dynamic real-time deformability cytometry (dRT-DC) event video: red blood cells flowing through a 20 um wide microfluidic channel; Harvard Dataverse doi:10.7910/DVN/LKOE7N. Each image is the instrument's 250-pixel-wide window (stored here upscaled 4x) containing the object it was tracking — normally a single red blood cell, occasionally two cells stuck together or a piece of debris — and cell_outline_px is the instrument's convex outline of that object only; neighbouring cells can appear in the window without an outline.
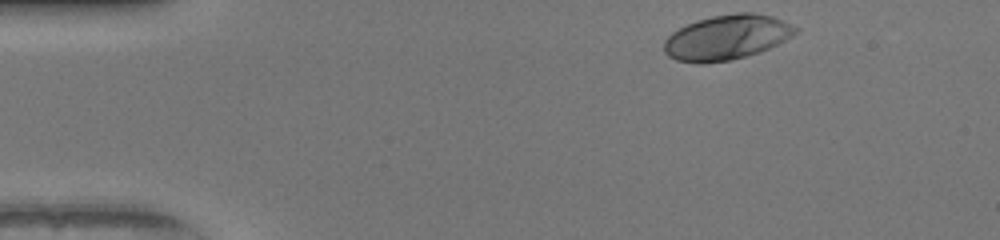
{"species": "human", "species_latin": "Homo sapiens", "temperature_condition": "warm", "stored_images_in_passage": 36, "camera_frame_rate_fps": 3000, "um_per_image_px": 0.085, "donor": {"sex": "female"}, "frame": {"image": 1, "passage_image": 1, "time_ms": 0.0, "image_size_px": [1000, 240], "cell_outline_px": [[800, 32], [768, 48], [744, 56], [728, 60], [704, 64], [700, 64], [676, 60], [668, 56], [664, 52], [664, 40], [672, 32], [696, 20], [712, 16], [736, 12], [752, 12], [772, 16], [800, 28]], "centroid_in_image_um": [61.76, 3.17], "position_along_channel_um": 23.2, "area_um2": 34.28}}
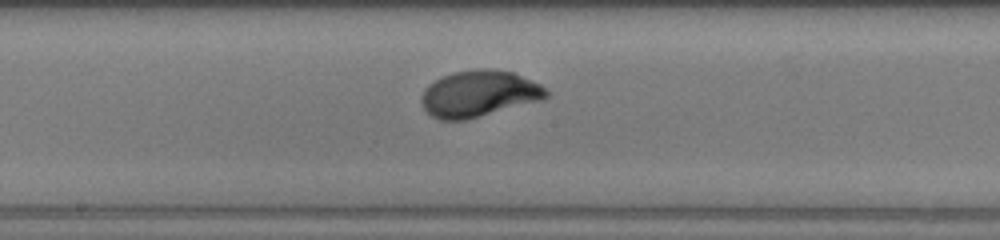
{"frame": {"image": 2, "passage_image": 21, "time_ms": 6.667, "image_size_px": [1000, 240], "cell_outline_px": [[548, 96], [544, 100], [464, 120], [440, 120], [432, 116], [420, 104], [420, 96], [424, 88], [428, 84], [444, 76], [456, 72], [480, 68], [488, 68], [512, 72], [532, 80], [540, 84], [548, 92]], "centroid_in_image_um": [40.7, 7.97], "position_along_channel_um": 207.5, "area_um2": 33.76}}
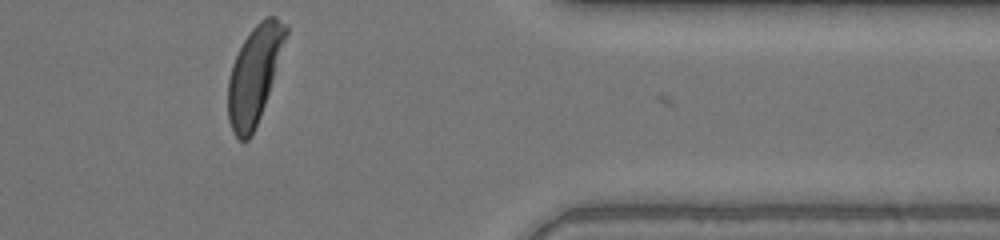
{"frame": {"image": 3, "passage_image": 36, "time_ms": 11.667, "image_size_px": [1000, 240], "cell_outline_px": [[288, 32], [260, 116], [252, 136], [248, 140], [240, 140], [232, 132], [228, 120], [228, 80], [232, 64], [244, 40], [252, 28], [264, 16], [276, 16], [288, 24]], "centroid_in_image_um": [21.61, 6.33], "position_along_channel_um": 389.8, "area_um2": 32.25}, "authors_computed_cell_mechanics": {"area_um2": 33.0327, "velocity_mm_per_s": 4.059, "shape_relaxation_time_tau1_ms": 3.2307, "shape_relaxation_time_tau2_ms": null, "deformation_change_tau1": 0.2074, "deformation_change_tau2": null}}